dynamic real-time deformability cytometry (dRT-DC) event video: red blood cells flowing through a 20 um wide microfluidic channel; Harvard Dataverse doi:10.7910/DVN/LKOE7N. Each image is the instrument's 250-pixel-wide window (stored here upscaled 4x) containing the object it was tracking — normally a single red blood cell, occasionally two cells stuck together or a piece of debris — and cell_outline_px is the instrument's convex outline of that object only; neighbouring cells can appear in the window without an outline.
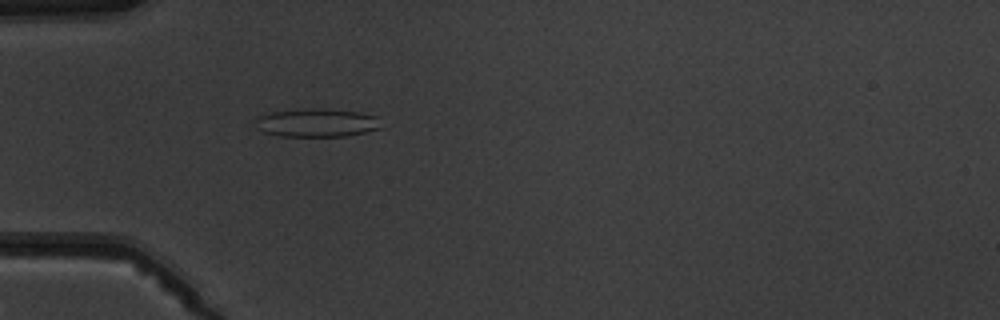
{"species": "common noctule bat (a hibernating species)", "species_latin": "Nyctalus noctula", "temperature_condition": "warm", "stored_images_in_passage": 1, "camera_frame_rate_fps": 3000, "um_per_image_px": 0.085, "animal": {"sex": "male", "body_mass_g": 19.5, "forearm_length_mm": 54.6}, "frame": {"image": 1, "passage_image": 1, "time_ms": 0.0, "image_size_px": [1000, 320], "cell_outline_px": [[380, 128], [364, 132], [344, 136], [280, 136], [264, 132], [256, 128], [256, 120], [260, 116], [272, 112], [304, 108], [324, 108], [356, 112], [376, 116]], "centroid_in_image_um": [26.88, 10.43], "position_along_channel_um": 58.1, "area_um2": 20.52}}